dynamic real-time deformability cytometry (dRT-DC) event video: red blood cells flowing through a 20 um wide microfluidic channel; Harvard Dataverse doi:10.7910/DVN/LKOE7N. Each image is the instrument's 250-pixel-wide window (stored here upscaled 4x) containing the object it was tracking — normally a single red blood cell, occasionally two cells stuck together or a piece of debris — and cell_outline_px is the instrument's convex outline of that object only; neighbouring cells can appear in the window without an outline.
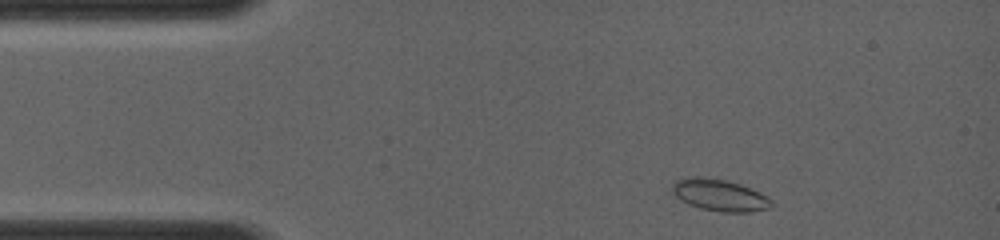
{"species": "common noctule bat (a hibernating species)", "species_latin": "Nyctalus noctula", "temperature_condition": "room temperature", "stored_images_in_passage": 34, "camera_frame_rate_fps": 4000, "um_per_image_px": 0.085, "animal": {"sex": "female", "body_mass_g": 19.0, "forearm_length_mm": 56.7}, "frame": {"image": 1, "passage_image": 1, "time_ms": 0.0, "image_size_px": [1000, 240], "cell_outline_px": [[772, 204], [768, 208], [740, 212], [732, 212], [704, 208], [692, 204], [684, 200], [672, 188], [680, 180], [724, 180], [748, 188], [764, 196]], "centroid_in_image_um": [61.26, 16.63], "position_along_channel_um": 23.7, "area_um2": 16.01}}
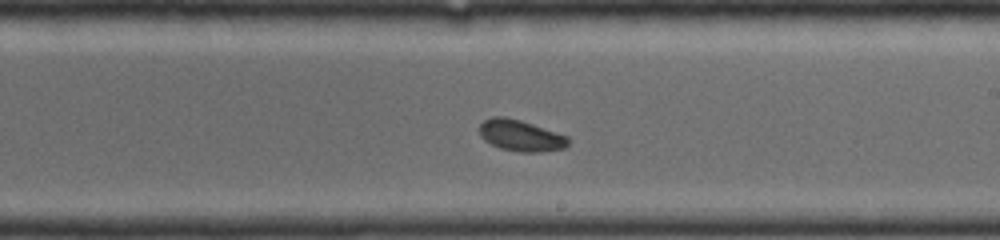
{"frame": {"image": 2, "passage_image": 20, "time_ms": 6.25, "image_size_px": [1000, 240], "cell_outline_px": [[568, 144], [564, 148], [536, 152], [524, 152], [500, 148], [492, 144], [480, 132], [480, 124], [484, 120], [492, 116], [504, 116], [520, 120], [568, 136]], "centroid_in_image_um": [44.28, 11.51], "position_along_channel_um": 244.7, "area_um2": 15.72}}
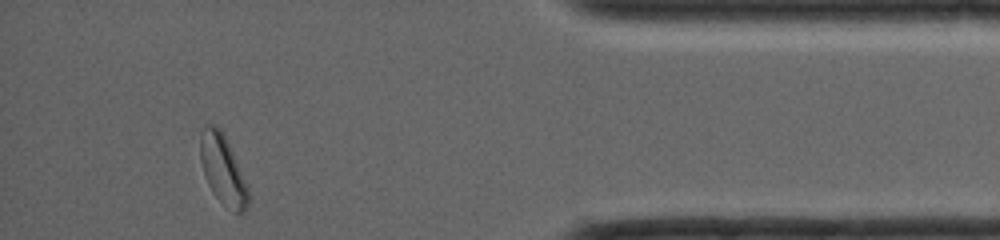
{"frame": {"image": 3, "passage_image": 34, "time_ms": 10.75, "image_size_px": [1000, 240], "cell_outline_px": [[248, 204], [244, 212], [236, 212], [220, 200], [216, 196], [208, 184], [200, 160], [200, 136], [204, 128], [208, 124], [216, 124], [224, 136], [228, 144], [248, 192]], "centroid_in_image_um": [18.89, 14.4], "position_along_channel_um": 416.3, "area_um2": 18.26}}